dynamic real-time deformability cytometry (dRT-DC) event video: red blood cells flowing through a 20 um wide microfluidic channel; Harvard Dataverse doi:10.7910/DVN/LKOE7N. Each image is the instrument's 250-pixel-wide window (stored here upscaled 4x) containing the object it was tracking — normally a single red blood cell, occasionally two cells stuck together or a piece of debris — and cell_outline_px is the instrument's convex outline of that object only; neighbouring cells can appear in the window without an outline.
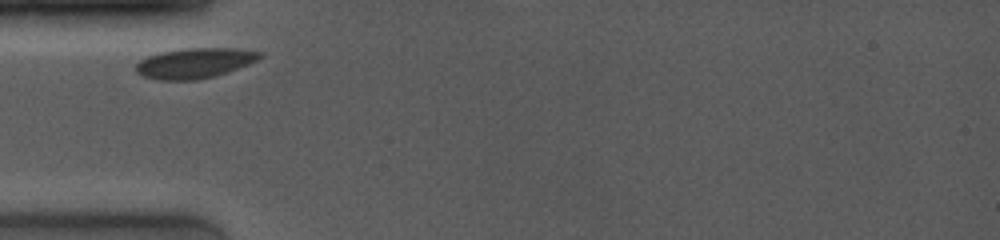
{"species": "common noctule bat (a hibernating species)", "species_latin": "Nyctalus noctula", "temperature_condition": "room temperature", "stored_images_in_passage": 3, "camera_frame_rate_fps": 4000, "um_per_image_px": 0.085, "animal": {"sex": "female", "body_mass_g": 19.0, "forearm_length_mm": 53.3}, "frame": {"image": 1, "passage_image": 1, "time_ms": 0.0, "image_size_px": [1000, 240], "cell_outline_px": [[264, 56], [248, 64], [212, 76], [196, 80], [160, 80], [144, 76], [136, 72], [136, 64], [140, 60], [148, 56], [160, 52], [184, 48], [232, 48], [264, 52]], "centroid_in_image_um": [16.53, 5.35], "position_along_channel_um": 68.5, "area_um2": 21.56}}